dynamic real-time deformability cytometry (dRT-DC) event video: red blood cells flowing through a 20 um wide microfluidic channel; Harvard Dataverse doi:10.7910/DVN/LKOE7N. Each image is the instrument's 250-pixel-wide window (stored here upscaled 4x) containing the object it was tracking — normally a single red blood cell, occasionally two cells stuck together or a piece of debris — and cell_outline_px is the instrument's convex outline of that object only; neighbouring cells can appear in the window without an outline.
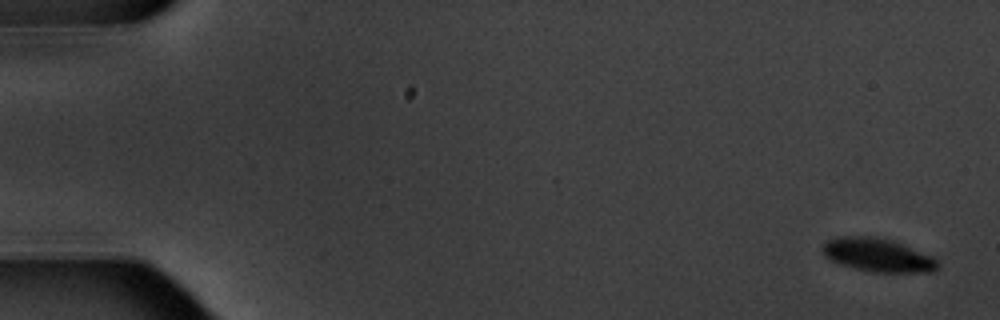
{"species": "common noctule bat (a hibernating species)", "species_latin": "Nyctalus noctula", "temperature_condition": "warm", "stored_images_in_passage": 6, "camera_frame_rate_fps": 3000, "um_per_image_px": 0.085, "animal": {"sex": "male", "body_mass_g": 20.1, "forearm_length_mm": 53.5}, "frame": {"image": 1, "passage_image": 1, "time_ms": 0.0, "image_size_px": [1000, 320], "cell_outline_px": [[940, 268], [936, 272], [872, 272], [852, 268], [840, 264], [824, 256], [820, 248], [828, 240], [836, 236], [876, 236], [892, 240], [932, 256], [936, 260]], "centroid_in_image_um": [74.59, 21.68], "position_along_channel_um": 10.4, "area_um2": 22.66}}